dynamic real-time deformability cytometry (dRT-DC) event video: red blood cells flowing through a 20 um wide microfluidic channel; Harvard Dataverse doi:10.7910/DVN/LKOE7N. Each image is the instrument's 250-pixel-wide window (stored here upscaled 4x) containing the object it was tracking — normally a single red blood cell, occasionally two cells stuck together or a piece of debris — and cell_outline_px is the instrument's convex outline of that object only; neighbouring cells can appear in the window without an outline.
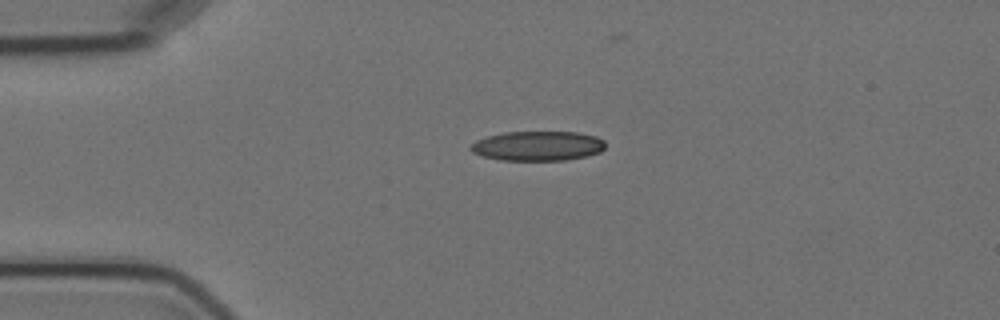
{"species": "Egyptian fruit bat (a non-hibernating species)", "species_latin": "Rousettus aegyptiacus", "temperature_condition": "cold", "stored_images_in_passage": 4, "camera_frame_rate_fps": 3000, "um_per_image_px": 0.085, "animal": {"sex": "female"}, "frame": {"image": 1, "passage_image": 1, "time_ms": 0.0, "image_size_px": [1000, 320], "cell_outline_px": [[604, 148], [600, 152], [588, 156], [564, 160], [500, 160], [484, 156], [472, 152], [468, 148], [476, 140], [488, 136], [504, 132], [576, 132], [596, 136], [604, 140]], "centroid_in_image_um": [45.71, 12.4], "position_along_channel_um": 39.3, "area_um2": 23.24}}
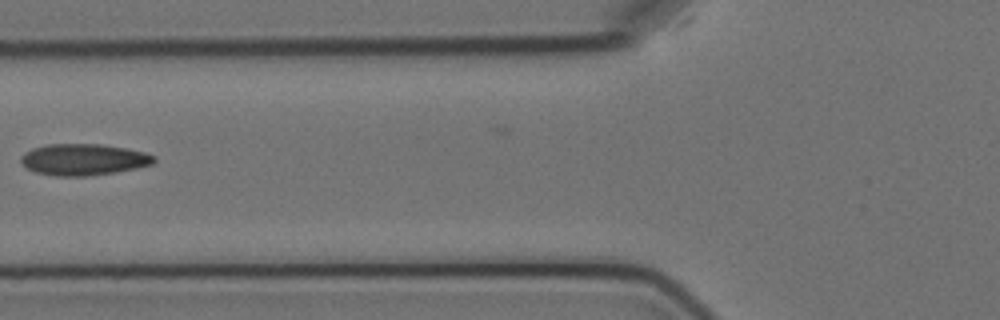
{"frame": {"image": 2, "passage_image": 3, "time_ms": 3.0, "image_size_px": [1000, 320], "cell_outline_px": [[156, 160], [152, 164], [136, 168], [116, 172], [84, 176], [56, 176], [36, 172], [28, 168], [20, 160], [20, 156], [24, 152], [32, 148], [48, 144], [100, 144], [124, 148], [144, 152], [156, 156]], "centroid_in_image_um": [7.1, 13.55], "position_along_channel_um": 118.7, "area_um2": 24.28}}